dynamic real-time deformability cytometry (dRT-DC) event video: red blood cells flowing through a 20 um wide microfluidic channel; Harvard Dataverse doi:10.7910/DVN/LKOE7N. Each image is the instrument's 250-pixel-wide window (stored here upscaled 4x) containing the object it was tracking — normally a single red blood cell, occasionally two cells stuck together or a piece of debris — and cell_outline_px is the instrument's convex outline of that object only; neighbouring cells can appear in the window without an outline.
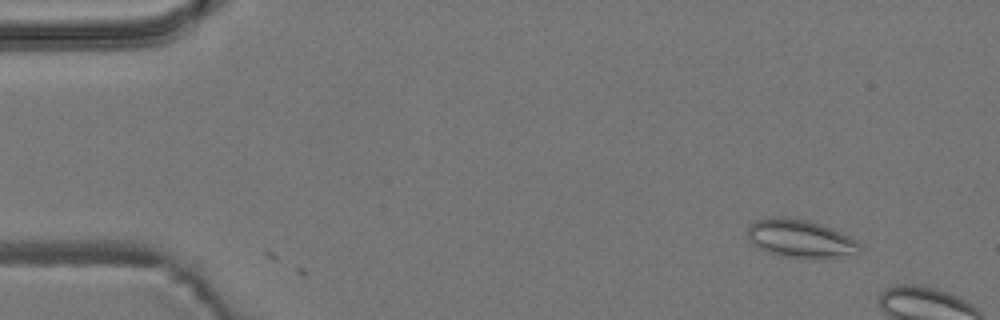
{"species": "common noctule bat (a hibernating species)", "species_latin": "Nyctalus noctula", "temperature_condition": "room temperature", "stored_images_in_passage": 3, "camera_frame_rate_fps": 3000, "um_per_image_px": 0.085, "animal": {"sex": "male", "body_mass_g": 19.2, "forearm_length_mm": 51.8}, "frame": {"image": 1, "passage_image": 2, "time_ms": 1.333, "image_size_px": [1000, 320], "cell_outline_px": [[860, 252], [832, 256], [788, 256], [772, 252], [760, 248], [752, 244], [748, 240], [748, 224], [756, 220], [772, 216], [784, 216], [808, 220], [832, 228], [856, 240], [860, 244]], "centroid_in_image_um": [67.96, 20.21], "position_along_channel_um": 17.0, "area_um2": 24.04}}